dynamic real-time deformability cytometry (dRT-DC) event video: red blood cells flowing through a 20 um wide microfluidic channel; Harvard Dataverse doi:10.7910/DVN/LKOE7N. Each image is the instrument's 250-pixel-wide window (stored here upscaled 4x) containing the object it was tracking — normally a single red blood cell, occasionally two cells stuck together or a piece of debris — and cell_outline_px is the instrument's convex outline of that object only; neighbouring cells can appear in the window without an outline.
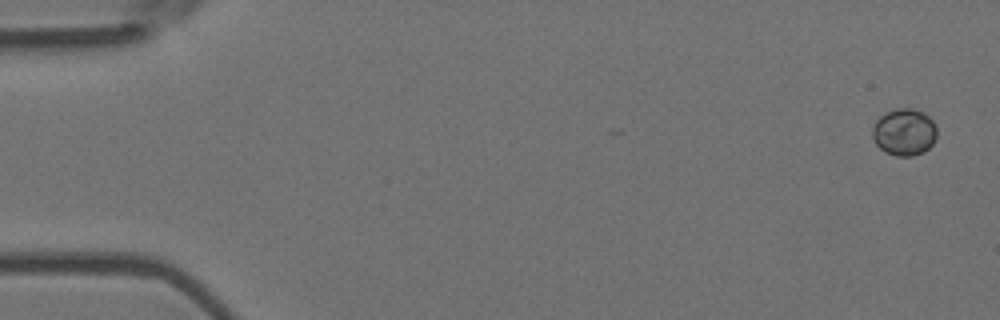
{"species": "Egyptian fruit bat (a non-hibernating species)", "species_latin": "Rousettus aegyptiacus", "temperature_condition": "room temperature", "stored_images_in_passage": 2, "camera_frame_rate_fps": 3000, "um_per_image_px": 0.085, "animal": {"sex": "female"}, "frame": {"image": 1, "passage_image": 2, "time_ms": 0.333, "image_size_px": [1000, 320], "cell_outline_px": [[936, 136], [932, 144], [924, 152], [912, 156], [896, 156], [884, 152], [876, 144], [872, 136], [872, 128], [876, 120], [884, 112], [896, 108], [912, 108], [924, 112], [932, 120], [936, 128]], "centroid_in_image_um": [76.84, 11.22], "position_along_channel_um": 8.2, "area_um2": 17.8}}